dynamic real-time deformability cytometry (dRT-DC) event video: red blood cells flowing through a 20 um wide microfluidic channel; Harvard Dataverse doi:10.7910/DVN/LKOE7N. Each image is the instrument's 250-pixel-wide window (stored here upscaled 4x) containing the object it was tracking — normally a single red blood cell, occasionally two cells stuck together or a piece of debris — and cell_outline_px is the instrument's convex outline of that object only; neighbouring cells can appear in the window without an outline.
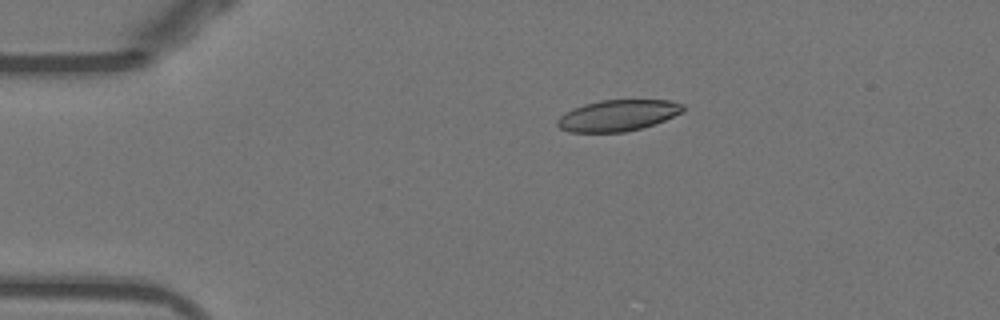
{"species": "Egyptian fruit bat (a non-hibernating species)", "species_latin": "Rousettus aegyptiacus", "temperature_condition": "warm", "stored_images_in_passage": 7, "camera_frame_rate_fps": 3000, "um_per_image_px": 0.085, "animal": {"sex": "female"}, "frame": {"image": 1, "passage_image": 1, "time_ms": 0.0, "image_size_px": [1000, 320], "cell_outline_px": [[684, 112], [664, 120], [640, 128], [624, 132], [568, 132], [560, 128], [556, 124], [556, 120], [564, 112], [572, 108], [584, 104], [600, 100], [672, 100], [684, 104]], "centroid_in_image_um": [52.5, 9.8], "position_along_channel_um": 32.5, "area_um2": 22.95}}